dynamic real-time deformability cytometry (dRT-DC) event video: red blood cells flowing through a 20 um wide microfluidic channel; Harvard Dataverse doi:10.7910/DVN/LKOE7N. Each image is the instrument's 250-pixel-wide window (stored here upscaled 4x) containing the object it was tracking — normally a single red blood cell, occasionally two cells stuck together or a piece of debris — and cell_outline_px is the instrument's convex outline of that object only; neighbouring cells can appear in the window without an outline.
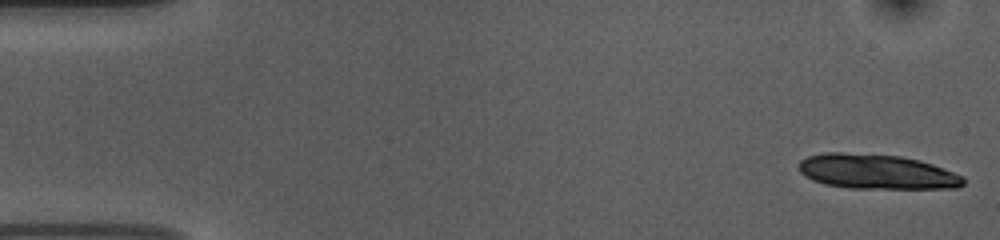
{"species": "common noctule bat (a hibernating species)", "species_latin": "Nyctalus noctula", "temperature_condition": "room temperature", "stored_images_in_passage": 51, "camera_frame_rate_fps": 3000, "um_per_image_px": 0.085, "animal": {"sex": "female", "body_mass_g": 10.0, "forearm_length_mm": 53.1}, "frame": {"image": 1, "passage_image": 1, "time_ms": 0.0, "image_size_px": [1000, 240], "cell_outline_px": [[964, 184], [956, 188], [848, 188], [824, 184], [812, 180], [804, 176], [800, 172], [800, 160], [808, 156], [824, 152], [840, 152], [900, 156], [920, 160], [932, 164], [964, 176]], "centroid_in_image_um": [74.5, 14.59], "position_along_channel_um": 10.5, "area_um2": 33.35}}
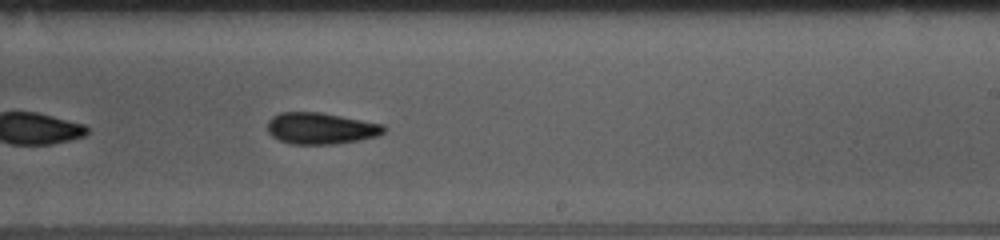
{"frame": {"image": 2, "passage_image": 32, "time_ms": 10.333, "image_size_px": [1000, 240], "cell_outline_px": [[388, 128], [380, 136], [360, 140], [332, 144], [288, 144], [272, 136], [268, 132], [268, 120], [272, 116], [280, 112], [320, 112], [384, 124]], "centroid_in_image_um": [27.29, 10.91], "position_along_channel_um": 261.7, "area_um2": 21.56}}
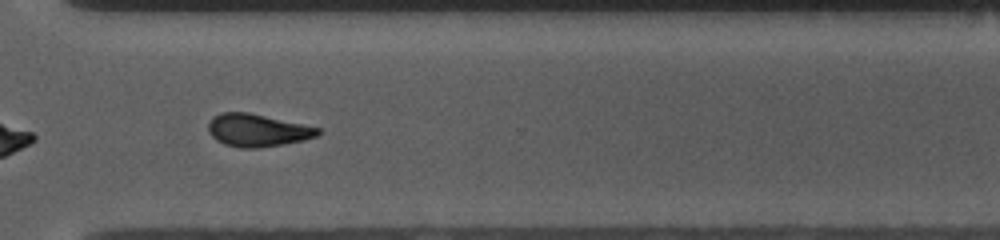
{"frame": {"image": 3, "passage_image": 39, "time_ms": 12.667, "image_size_px": [1000, 240], "cell_outline_px": [[320, 132], [316, 136], [304, 140], [284, 144], [256, 148], [240, 148], [224, 144], [216, 140], [208, 132], [208, 124], [220, 112], [248, 112], [320, 128]], "centroid_in_image_um": [21.86, 11.08], "position_along_channel_um": 348.7, "area_um2": 20.63}, "authors_computed_cell_mechanics": {"area_um2": 22.0796, "velocity_mm_per_s": 3.7316, "shape_relaxation_time_tau1_ms": 5.6625, "shape_relaxation_time_tau2_ms": 6.6889, "deformation_change_tau1": 0.1527, "deformation_change_tau2": 0.1473}}